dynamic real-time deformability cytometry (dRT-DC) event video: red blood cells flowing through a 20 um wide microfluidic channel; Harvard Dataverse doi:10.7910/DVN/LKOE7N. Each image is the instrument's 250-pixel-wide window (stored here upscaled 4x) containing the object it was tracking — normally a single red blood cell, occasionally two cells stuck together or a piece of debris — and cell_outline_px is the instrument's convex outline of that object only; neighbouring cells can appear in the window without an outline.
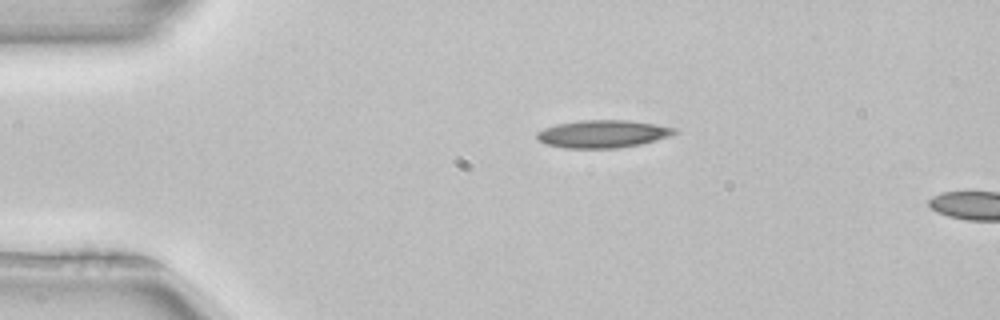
{"species": "common noctule bat (a hibernating species)", "species_latin": "Nyctalus noctula", "temperature_condition": "room temperature", "stored_images_in_passage": 4, "camera_frame_rate_fps": 3000, "um_per_image_px": 0.085, "animal": {"sex": "female", "body_mass_g": 22.7, "forearm_length_mm": 54.2}, "frame": {"image": 1, "passage_image": 1, "time_ms": 0.0, "image_size_px": [1000, 320], "cell_outline_px": [[680, 132], [656, 140], [640, 144], [616, 148], [564, 148], [544, 144], [536, 140], [536, 132], [544, 128], [556, 124], [580, 120], [628, 120], [676, 128]], "centroid_in_image_um": [51.18, 11.38], "position_along_channel_um": 33.8, "area_um2": 22.25}}